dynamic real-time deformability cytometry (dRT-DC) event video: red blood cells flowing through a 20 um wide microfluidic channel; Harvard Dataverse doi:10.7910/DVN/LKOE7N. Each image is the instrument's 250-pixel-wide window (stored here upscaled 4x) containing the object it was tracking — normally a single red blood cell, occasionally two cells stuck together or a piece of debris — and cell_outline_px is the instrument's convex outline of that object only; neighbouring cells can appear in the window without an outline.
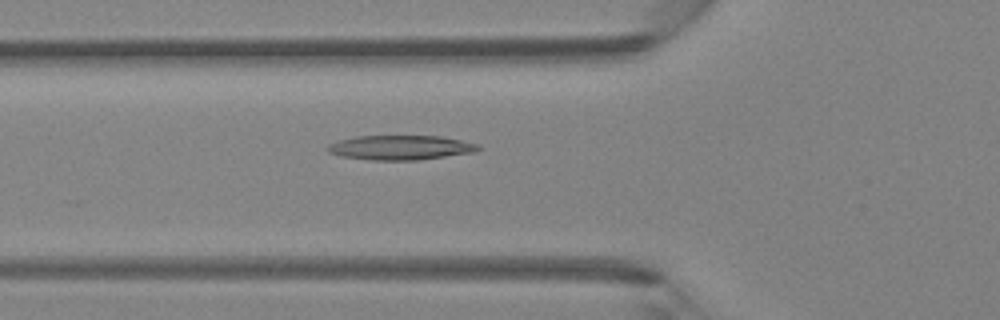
{"species": "Egyptian fruit bat (a non-hibernating species)", "species_latin": "Rousettus aegyptiacus", "temperature_condition": "room temperature", "stored_images_in_passage": 45, "camera_frame_rate_fps": 3000, "um_per_image_px": 0.085, "animal": {"sex": "female"}, "frame": {"image": 1, "passage_image": 16, "time_ms": 5.0, "image_size_px": [1000, 320], "cell_outline_px": [[480, 148], [476, 152], [420, 160], [372, 160], [340, 156], [328, 152], [324, 148], [328, 144], [340, 140], [356, 136], [444, 136], [480, 144]], "centroid_in_image_um": [34.06, 12.54], "position_along_channel_um": 91.7, "area_um2": 21.79}}
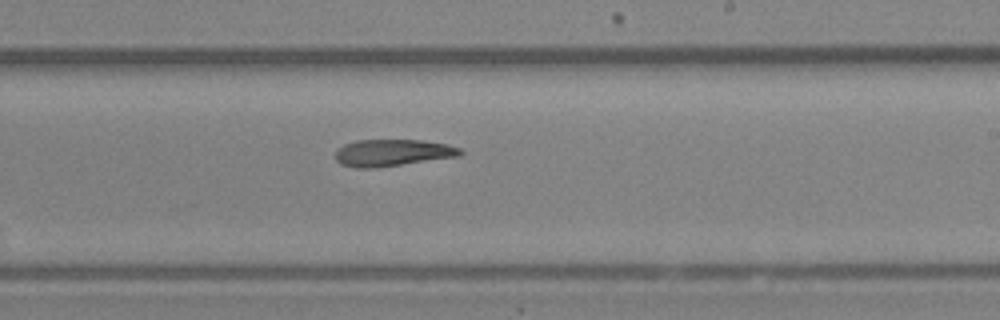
{"frame": {"image": 2, "passage_image": 27, "time_ms": 8.667, "image_size_px": [1000, 320], "cell_outline_px": [[464, 152], [460, 156], [372, 168], [356, 168], [340, 164], [336, 160], [336, 148], [344, 144], [356, 140], [424, 140], [448, 144], [460, 148]], "centroid_in_image_um": [33.35, 12.97], "position_along_channel_um": 255.6, "area_um2": 19.59}}
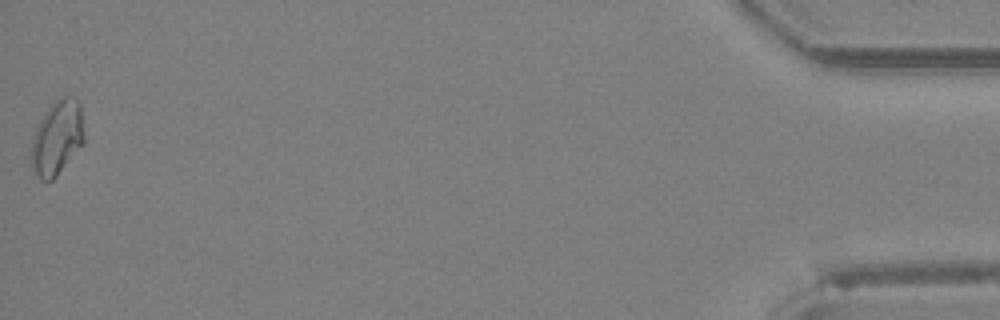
{"frame": {"image": 3, "passage_image": 45, "time_ms": 14.667, "image_size_px": [1000, 320], "cell_outline_px": [[84, 144], [56, 176], [52, 180], [40, 180], [36, 176], [32, 168], [32, 144], [36, 128], [40, 120], [48, 108], [60, 96], [72, 96], [80, 100], [84, 132]], "centroid_in_image_um": [4.89, 11.69], "position_along_channel_um": 430.3, "area_um2": 22.95}}